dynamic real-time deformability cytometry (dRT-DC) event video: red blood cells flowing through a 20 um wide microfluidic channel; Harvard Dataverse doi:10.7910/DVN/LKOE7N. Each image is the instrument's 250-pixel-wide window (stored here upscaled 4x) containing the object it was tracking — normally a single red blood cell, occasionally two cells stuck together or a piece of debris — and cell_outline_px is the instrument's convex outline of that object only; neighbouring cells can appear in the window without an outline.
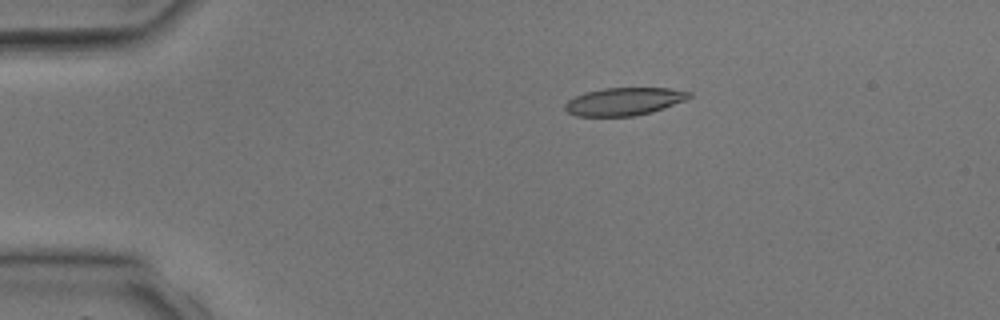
{"species": "common noctule bat (a hibernating species)", "species_latin": "Nyctalus noctula", "temperature_condition": "room temperature", "stored_images_in_passage": 3, "camera_frame_rate_fps": 3000, "um_per_image_px": 0.085, "animal": {"sex": "male", "body_mass_g": 17.9, "forearm_length_mm": 54.2}, "frame": {"image": 1, "passage_image": 2, "time_ms": 1.333, "image_size_px": [1000, 320], "cell_outline_px": [[692, 96], [688, 100], [652, 112], [632, 116], [576, 116], [568, 112], [564, 108], [564, 104], [568, 100], [584, 92], [604, 88], [668, 88], [692, 92]], "centroid_in_image_um": [53.07, 8.62], "position_along_channel_um": 31.9, "area_um2": 20.23}}